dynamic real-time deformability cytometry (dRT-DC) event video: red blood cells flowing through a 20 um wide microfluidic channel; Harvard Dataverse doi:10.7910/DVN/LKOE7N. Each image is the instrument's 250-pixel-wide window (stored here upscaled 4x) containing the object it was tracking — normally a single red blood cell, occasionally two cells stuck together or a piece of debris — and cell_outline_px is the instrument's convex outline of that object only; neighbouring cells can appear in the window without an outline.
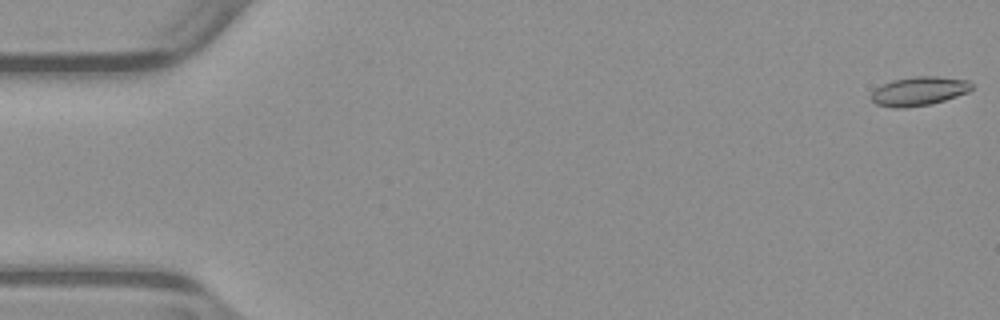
{"species": "common noctule bat (a hibernating species)", "species_latin": "Nyctalus noctula", "temperature_condition": "warm", "stored_images_in_passage": 53, "camera_frame_rate_fps": 3000, "um_per_image_px": 0.085, "animal": {"sex": "male", "body_mass_g": 23.1, "forearm_length_mm": 52.7}, "frame": {"image": 1, "passage_image": 1, "time_ms": 0.0, "image_size_px": [1000, 320], "cell_outline_px": [[972, 88], [968, 92], [944, 100], [928, 104], [904, 108], [896, 108], [876, 104], [872, 100], [872, 92], [876, 88], [892, 80], [912, 76], [936, 76], [968, 80], [972, 84]], "centroid_in_image_um": [78.11, 7.73], "position_along_channel_um": 6.9, "area_um2": 16.76}}
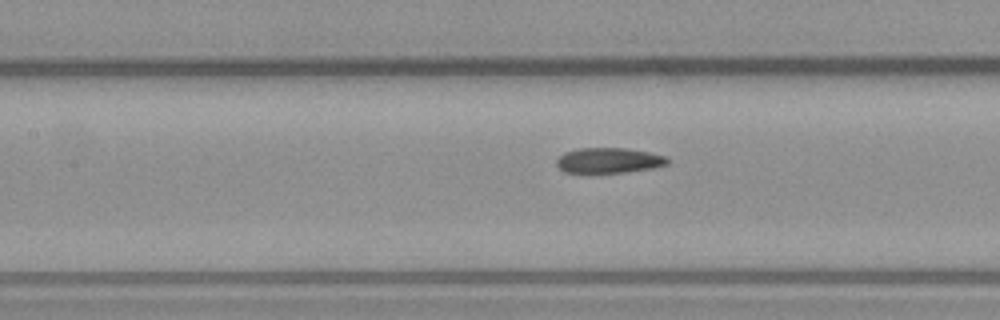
{"frame": {"image": 2, "passage_image": 24, "time_ms": 7.667, "image_size_px": [1000, 320], "cell_outline_px": [[668, 164], [656, 168], [628, 172], [592, 176], [564, 172], [556, 164], [556, 160], [564, 152], [580, 148], [624, 148], [648, 152], [668, 156]], "centroid_in_image_um": [51.72, 13.69], "position_along_channel_um": 155.7, "area_um2": 17.28}}
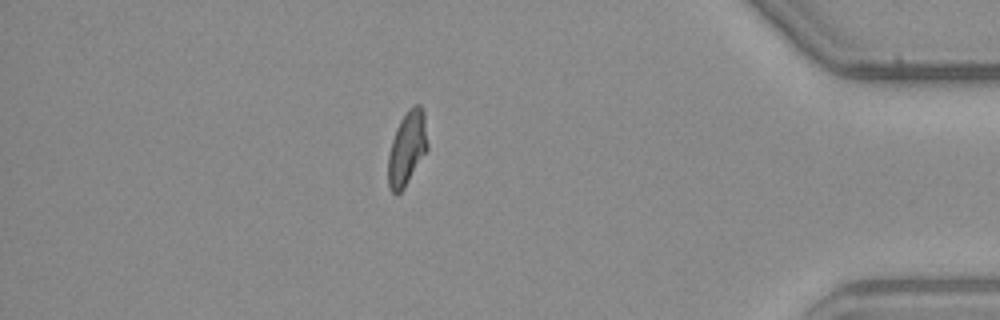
{"frame": {"image": 3, "passage_image": 46, "time_ms": 15.0, "image_size_px": [1000, 320], "cell_outline_px": [[428, 148], [404, 188], [396, 196], [388, 188], [388, 156], [392, 140], [396, 128], [400, 120], [408, 108], [412, 104], [420, 104], [424, 112], [428, 144]], "centroid_in_image_um": [34.59, 12.59], "position_along_channel_um": 400.6, "area_um2": 17.11}, "authors_computed_cell_mechanics": {"area_um2": 16.9354, "velocity_mm_per_s": 3.9338, "shape_relaxation_time_tau1_ms": null, "shape_relaxation_time_tau2_ms": 2.117, "deformation_change_tau1": null, "deformation_change_tau2": 0.0741}}